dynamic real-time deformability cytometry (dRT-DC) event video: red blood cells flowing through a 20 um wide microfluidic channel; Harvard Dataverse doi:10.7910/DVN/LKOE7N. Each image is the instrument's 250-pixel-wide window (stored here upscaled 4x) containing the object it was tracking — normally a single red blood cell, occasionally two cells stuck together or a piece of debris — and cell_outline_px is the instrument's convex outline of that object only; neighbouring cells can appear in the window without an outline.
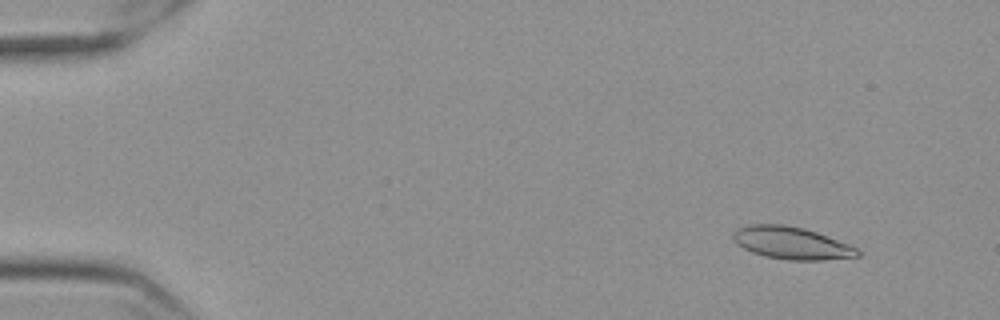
{"species": "Egyptian fruit bat (a non-hibernating species)", "species_latin": "Rousettus aegyptiacus", "temperature_condition": "cold", "stored_images_in_passage": 58, "camera_frame_rate_fps": 3000, "um_per_image_px": 0.085, "frame": {"image": 1, "passage_image": 6, "time_ms": 1.667, "image_size_px": [1000, 320], "cell_outline_px": [[860, 256], [824, 260], [788, 260], [764, 256], [752, 252], [736, 244], [732, 236], [732, 232], [736, 228], [748, 224], [784, 224], [804, 228], [816, 232], [848, 244], [856, 248], [860, 252]], "centroid_in_image_um": [67.23, 20.65], "position_along_channel_um": 17.8, "area_um2": 23.52}}
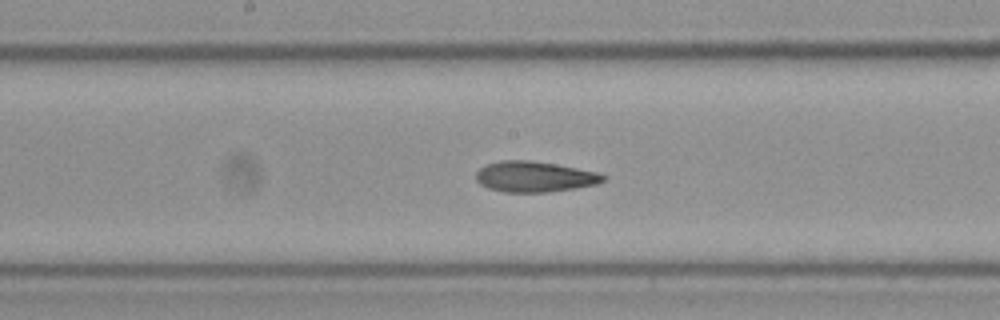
{"frame": {"image": 2, "passage_image": 31, "time_ms": 10.0, "image_size_px": [1000, 320], "cell_outline_px": [[608, 176], [604, 180], [596, 184], [576, 188], [548, 192], [504, 192], [488, 188], [480, 184], [476, 180], [476, 172], [484, 164], [500, 160], [532, 160], [556, 164], [600, 172]], "centroid_in_image_um": [45.44, 15.01], "position_along_channel_um": 202.8, "area_um2": 23.0}}
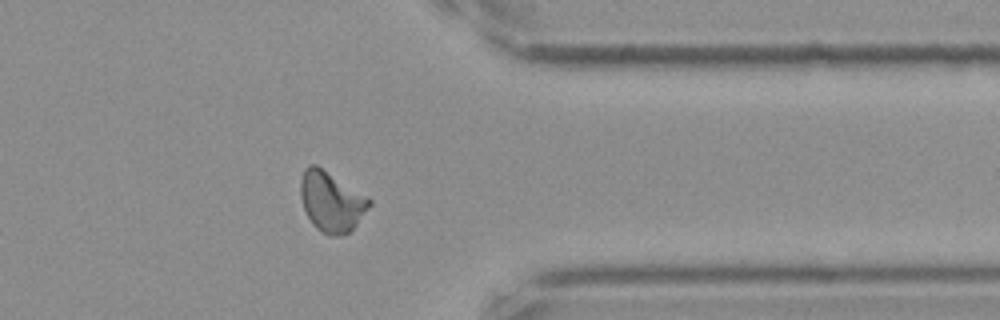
{"frame": {"image": 3, "passage_image": 47, "time_ms": 15.333, "image_size_px": [1000, 320], "cell_outline_px": [[372, 204], [356, 224], [344, 236], [332, 236], [320, 232], [312, 224], [304, 208], [300, 196], [300, 180], [304, 168], [308, 164], [316, 164], [368, 196], [372, 200]], "centroid_in_image_um": [28.16, 17.12], "position_along_channel_um": 383.2, "area_um2": 24.28}, "authors_computed_cell_mechanics": {"area_um2": 23.0044, "velocity_mm_per_s": 3.5411, "shape_relaxation_time_tau1_ms": 6.4021, "shape_relaxation_time_tau2_ms": 2.6392, "deformation_change_tau1": 0.1549, "deformation_change_tau2": 0.0811}}